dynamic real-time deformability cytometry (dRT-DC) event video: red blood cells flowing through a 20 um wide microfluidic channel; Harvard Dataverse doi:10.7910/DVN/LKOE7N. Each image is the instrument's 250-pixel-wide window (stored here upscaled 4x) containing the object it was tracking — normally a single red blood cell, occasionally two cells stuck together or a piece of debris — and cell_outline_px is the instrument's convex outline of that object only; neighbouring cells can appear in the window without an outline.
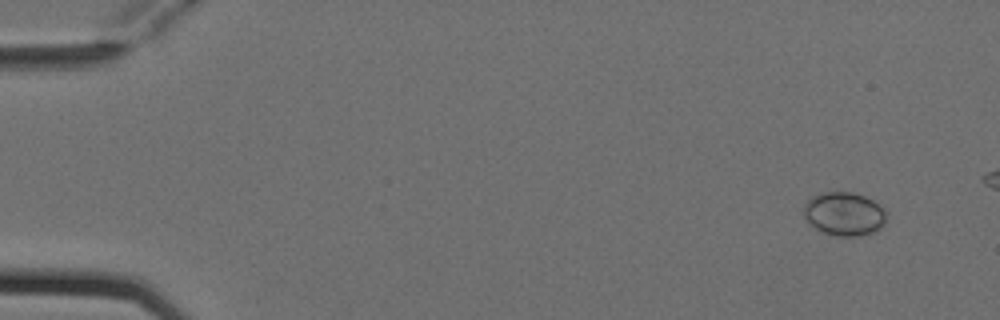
{"species": "Egyptian fruit bat (a non-hibernating species)", "species_latin": "Rousettus aegyptiacus", "temperature_condition": "cold", "stored_images_in_passage": 6, "camera_frame_rate_fps": 3000, "um_per_image_px": 0.085, "animal": {"sex": "female"}, "frame": {"image": 1, "passage_image": 2, "time_ms": 0.333, "image_size_px": [1000, 320], "cell_outline_px": [[884, 224], [876, 232], [860, 236], [836, 236], [824, 232], [808, 224], [804, 216], [804, 204], [812, 196], [824, 192], [852, 192], [864, 196], [872, 200], [884, 208]], "centroid_in_image_um": [71.74, 18.19], "position_along_channel_um": 13.3, "area_um2": 20.98}}